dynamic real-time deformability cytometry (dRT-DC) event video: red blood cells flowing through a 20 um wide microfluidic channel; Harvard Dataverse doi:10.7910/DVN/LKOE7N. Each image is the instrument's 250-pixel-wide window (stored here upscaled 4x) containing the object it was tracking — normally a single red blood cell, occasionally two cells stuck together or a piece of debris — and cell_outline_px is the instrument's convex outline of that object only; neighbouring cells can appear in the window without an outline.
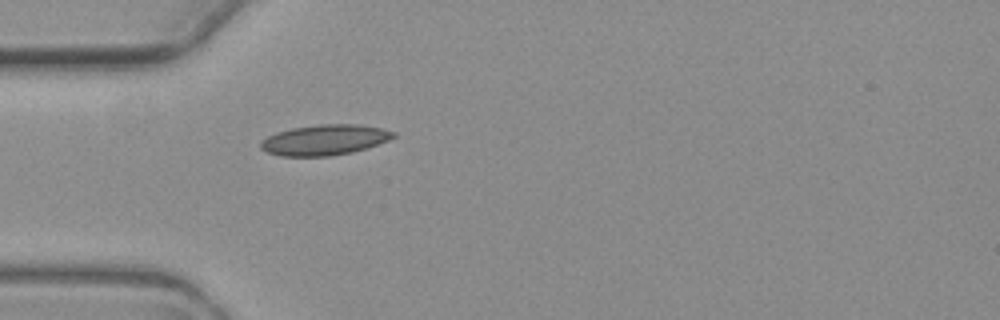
{"species": "common noctule bat (a hibernating species)", "species_latin": "Nyctalus noctula", "temperature_condition": "warm", "stored_images_in_passage": 5, "camera_frame_rate_fps": 3000, "um_per_image_px": 0.085, "animal": {"sex": "female", "body_mass_g": 19.3, "forearm_length_mm": 54.1}, "frame": {"image": 1, "passage_image": 5, "time_ms": 5.0, "image_size_px": [1000, 320], "cell_outline_px": [[396, 136], [388, 140], [352, 152], [328, 156], [280, 156], [268, 152], [260, 148], [260, 140], [276, 132], [292, 128], [320, 124], [356, 124], [380, 128], [396, 132]], "centroid_in_image_um": [27.55, 11.89], "position_along_channel_um": 57.4, "area_um2": 23.41}}